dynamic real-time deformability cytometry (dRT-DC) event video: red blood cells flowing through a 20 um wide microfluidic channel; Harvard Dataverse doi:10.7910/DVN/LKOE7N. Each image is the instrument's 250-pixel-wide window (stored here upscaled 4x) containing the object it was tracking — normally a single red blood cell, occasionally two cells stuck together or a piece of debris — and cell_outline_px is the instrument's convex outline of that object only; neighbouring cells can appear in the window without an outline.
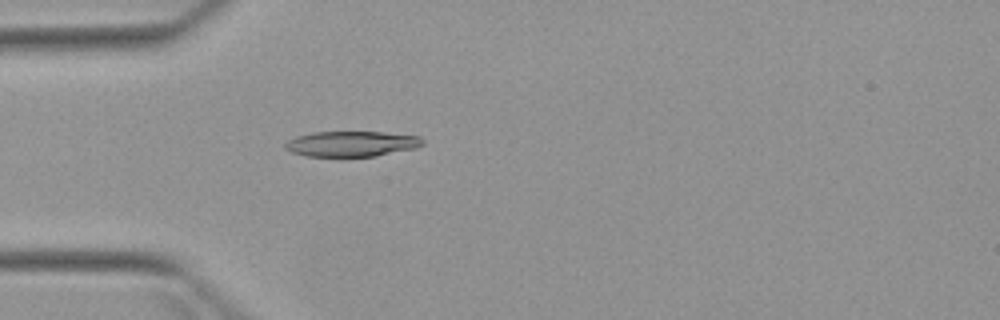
{"species": "Egyptian fruit bat (a non-hibernating species)", "species_latin": "Rousettus aegyptiacus", "temperature_condition": "warm", "stored_images_in_passage": 3, "camera_frame_rate_fps": 3000, "um_per_image_px": 0.085, "animal": {"sex": "female"}, "frame": {"image": 1, "passage_image": 3, "time_ms": 2.333, "image_size_px": [1000, 320], "cell_outline_px": [[424, 144], [416, 148], [372, 156], [304, 156], [292, 152], [284, 148], [284, 144], [288, 140], [296, 136], [312, 132], [384, 132], [420, 136], [424, 140]], "centroid_in_image_um": [29.87, 12.21], "position_along_channel_um": 55.1, "area_um2": 20.35}}